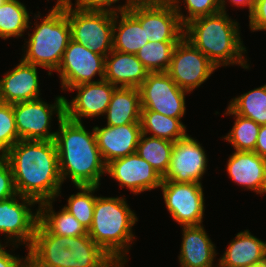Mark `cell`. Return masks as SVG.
<instances>
[{
	"label": "cell",
	"mask_w": 266,
	"mask_h": 267,
	"mask_svg": "<svg viewBox=\"0 0 266 267\" xmlns=\"http://www.w3.org/2000/svg\"><path fill=\"white\" fill-rule=\"evenodd\" d=\"M4 156L19 195L35 200L38 205L61 196L63 182L54 140H19Z\"/></svg>",
	"instance_id": "cell-1"
},
{
	"label": "cell",
	"mask_w": 266,
	"mask_h": 267,
	"mask_svg": "<svg viewBox=\"0 0 266 267\" xmlns=\"http://www.w3.org/2000/svg\"><path fill=\"white\" fill-rule=\"evenodd\" d=\"M137 221L138 217L127 204L125 196H97L88 235L114 261L128 262L127 255L136 239L132 228Z\"/></svg>",
	"instance_id": "cell-5"
},
{
	"label": "cell",
	"mask_w": 266,
	"mask_h": 267,
	"mask_svg": "<svg viewBox=\"0 0 266 267\" xmlns=\"http://www.w3.org/2000/svg\"><path fill=\"white\" fill-rule=\"evenodd\" d=\"M201 145L197 139L188 134L174 142L170 165L163 181L202 184L208 158Z\"/></svg>",
	"instance_id": "cell-15"
},
{
	"label": "cell",
	"mask_w": 266,
	"mask_h": 267,
	"mask_svg": "<svg viewBox=\"0 0 266 267\" xmlns=\"http://www.w3.org/2000/svg\"><path fill=\"white\" fill-rule=\"evenodd\" d=\"M53 202L45 201L38 205L39 221L52 233L59 236L78 237L88 234L84 226L63 207L55 212Z\"/></svg>",
	"instance_id": "cell-26"
},
{
	"label": "cell",
	"mask_w": 266,
	"mask_h": 267,
	"mask_svg": "<svg viewBox=\"0 0 266 267\" xmlns=\"http://www.w3.org/2000/svg\"><path fill=\"white\" fill-rule=\"evenodd\" d=\"M182 241L178 261L180 267H218L216 246L203 225L182 226Z\"/></svg>",
	"instance_id": "cell-20"
},
{
	"label": "cell",
	"mask_w": 266,
	"mask_h": 267,
	"mask_svg": "<svg viewBox=\"0 0 266 267\" xmlns=\"http://www.w3.org/2000/svg\"><path fill=\"white\" fill-rule=\"evenodd\" d=\"M174 142L141 134L136 153L163 178L168 171Z\"/></svg>",
	"instance_id": "cell-29"
},
{
	"label": "cell",
	"mask_w": 266,
	"mask_h": 267,
	"mask_svg": "<svg viewBox=\"0 0 266 267\" xmlns=\"http://www.w3.org/2000/svg\"><path fill=\"white\" fill-rule=\"evenodd\" d=\"M65 12L73 41L105 57L113 50L114 13L83 11L75 7Z\"/></svg>",
	"instance_id": "cell-8"
},
{
	"label": "cell",
	"mask_w": 266,
	"mask_h": 267,
	"mask_svg": "<svg viewBox=\"0 0 266 267\" xmlns=\"http://www.w3.org/2000/svg\"><path fill=\"white\" fill-rule=\"evenodd\" d=\"M259 194L262 196L263 194H266V167L264 170V175H263V181L260 187V192Z\"/></svg>",
	"instance_id": "cell-43"
},
{
	"label": "cell",
	"mask_w": 266,
	"mask_h": 267,
	"mask_svg": "<svg viewBox=\"0 0 266 267\" xmlns=\"http://www.w3.org/2000/svg\"><path fill=\"white\" fill-rule=\"evenodd\" d=\"M148 42L145 29L128 11L114 14L113 50L136 55Z\"/></svg>",
	"instance_id": "cell-25"
},
{
	"label": "cell",
	"mask_w": 266,
	"mask_h": 267,
	"mask_svg": "<svg viewBox=\"0 0 266 267\" xmlns=\"http://www.w3.org/2000/svg\"><path fill=\"white\" fill-rule=\"evenodd\" d=\"M221 1L222 0H173L171 3L176 10L181 23L183 25L187 24L191 20L212 15L221 11ZM183 3L188 14H183L180 4ZM181 7V8H180Z\"/></svg>",
	"instance_id": "cell-34"
},
{
	"label": "cell",
	"mask_w": 266,
	"mask_h": 267,
	"mask_svg": "<svg viewBox=\"0 0 266 267\" xmlns=\"http://www.w3.org/2000/svg\"><path fill=\"white\" fill-rule=\"evenodd\" d=\"M141 100L138 88L117 87L108 105L106 125L140 124Z\"/></svg>",
	"instance_id": "cell-24"
},
{
	"label": "cell",
	"mask_w": 266,
	"mask_h": 267,
	"mask_svg": "<svg viewBox=\"0 0 266 267\" xmlns=\"http://www.w3.org/2000/svg\"><path fill=\"white\" fill-rule=\"evenodd\" d=\"M79 190L67 199V204L63 206L72 214L88 231L92 224L93 212L96 201L95 191L99 186H75Z\"/></svg>",
	"instance_id": "cell-33"
},
{
	"label": "cell",
	"mask_w": 266,
	"mask_h": 267,
	"mask_svg": "<svg viewBox=\"0 0 266 267\" xmlns=\"http://www.w3.org/2000/svg\"><path fill=\"white\" fill-rule=\"evenodd\" d=\"M21 201V202H20ZM35 200L23 197L18 193L0 200V233L6 236L12 247L22 244L28 250L32 245L35 230L39 222V209L32 211ZM34 212V213H33ZM0 243H2L0 241Z\"/></svg>",
	"instance_id": "cell-9"
},
{
	"label": "cell",
	"mask_w": 266,
	"mask_h": 267,
	"mask_svg": "<svg viewBox=\"0 0 266 267\" xmlns=\"http://www.w3.org/2000/svg\"><path fill=\"white\" fill-rule=\"evenodd\" d=\"M55 143L59 172L64 183L67 178L74 186H100L106 174V163L97 146L94 130L65 116L57 122Z\"/></svg>",
	"instance_id": "cell-2"
},
{
	"label": "cell",
	"mask_w": 266,
	"mask_h": 267,
	"mask_svg": "<svg viewBox=\"0 0 266 267\" xmlns=\"http://www.w3.org/2000/svg\"><path fill=\"white\" fill-rule=\"evenodd\" d=\"M253 152L266 159V125H261L259 128L256 147Z\"/></svg>",
	"instance_id": "cell-40"
},
{
	"label": "cell",
	"mask_w": 266,
	"mask_h": 267,
	"mask_svg": "<svg viewBox=\"0 0 266 267\" xmlns=\"http://www.w3.org/2000/svg\"><path fill=\"white\" fill-rule=\"evenodd\" d=\"M228 107L236 114L266 125V84L230 100Z\"/></svg>",
	"instance_id": "cell-30"
},
{
	"label": "cell",
	"mask_w": 266,
	"mask_h": 267,
	"mask_svg": "<svg viewBox=\"0 0 266 267\" xmlns=\"http://www.w3.org/2000/svg\"><path fill=\"white\" fill-rule=\"evenodd\" d=\"M243 267H266V261L263 263H256V264L246 265Z\"/></svg>",
	"instance_id": "cell-46"
},
{
	"label": "cell",
	"mask_w": 266,
	"mask_h": 267,
	"mask_svg": "<svg viewBox=\"0 0 266 267\" xmlns=\"http://www.w3.org/2000/svg\"><path fill=\"white\" fill-rule=\"evenodd\" d=\"M119 1L120 0H77L74 7L83 11L108 12L115 14L128 11L136 3L135 0H126L124 5H116Z\"/></svg>",
	"instance_id": "cell-36"
},
{
	"label": "cell",
	"mask_w": 266,
	"mask_h": 267,
	"mask_svg": "<svg viewBox=\"0 0 266 267\" xmlns=\"http://www.w3.org/2000/svg\"><path fill=\"white\" fill-rule=\"evenodd\" d=\"M4 245L0 243V267H26L28 265V253L24 256L25 258H21L19 255L15 256L6 250L9 244Z\"/></svg>",
	"instance_id": "cell-39"
},
{
	"label": "cell",
	"mask_w": 266,
	"mask_h": 267,
	"mask_svg": "<svg viewBox=\"0 0 266 267\" xmlns=\"http://www.w3.org/2000/svg\"><path fill=\"white\" fill-rule=\"evenodd\" d=\"M136 2L171 3L173 0H135Z\"/></svg>",
	"instance_id": "cell-44"
},
{
	"label": "cell",
	"mask_w": 266,
	"mask_h": 267,
	"mask_svg": "<svg viewBox=\"0 0 266 267\" xmlns=\"http://www.w3.org/2000/svg\"><path fill=\"white\" fill-rule=\"evenodd\" d=\"M107 174L116 180L121 188L125 187L135 195L159 188L163 181L156 170L136 152L107 163Z\"/></svg>",
	"instance_id": "cell-16"
},
{
	"label": "cell",
	"mask_w": 266,
	"mask_h": 267,
	"mask_svg": "<svg viewBox=\"0 0 266 267\" xmlns=\"http://www.w3.org/2000/svg\"><path fill=\"white\" fill-rule=\"evenodd\" d=\"M76 3H77V0H75V5ZM72 8H73V3L71 0H57L52 10H67V9H72Z\"/></svg>",
	"instance_id": "cell-42"
},
{
	"label": "cell",
	"mask_w": 266,
	"mask_h": 267,
	"mask_svg": "<svg viewBox=\"0 0 266 267\" xmlns=\"http://www.w3.org/2000/svg\"><path fill=\"white\" fill-rule=\"evenodd\" d=\"M227 161L226 171L229 178L243 189L259 194L266 159L255 152L234 151Z\"/></svg>",
	"instance_id": "cell-23"
},
{
	"label": "cell",
	"mask_w": 266,
	"mask_h": 267,
	"mask_svg": "<svg viewBox=\"0 0 266 267\" xmlns=\"http://www.w3.org/2000/svg\"><path fill=\"white\" fill-rule=\"evenodd\" d=\"M19 140L13 104L0 102V156H4Z\"/></svg>",
	"instance_id": "cell-35"
},
{
	"label": "cell",
	"mask_w": 266,
	"mask_h": 267,
	"mask_svg": "<svg viewBox=\"0 0 266 267\" xmlns=\"http://www.w3.org/2000/svg\"><path fill=\"white\" fill-rule=\"evenodd\" d=\"M127 261H115L109 267H124Z\"/></svg>",
	"instance_id": "cell-45"
},
{
	"label": "cell",
	"mask_w": 266,
	"mask_h": 267,
	"mask_svg": "<svg viewBox=\"0 0 266 267\" xmlns=\"http://www.w3.org/2000/svg\"><path fill=\"white\" fill-rule=\"evenodd\" d=\"M140 125L143 134L176 142L187 135L181 119L165 116L151 110H141Z\"/></svg>",
	"instance_id": "cell-27"
},
{
	"label": "cell",
	"mask_w": 266,
	"mask_h": 267,
	"mask_svg": "<svg viewBox=\"0 0 266 267\" xmlns=\"http://www.w3.org/2000/svg\"><path fill=\"white\" fill-rule=\"evenodd\" d=\"M56 72L61 80L62 91H68L74 86L98 82L105 76V56L96 54L87 46L71 39ZM96 75L100 79L94 80Z\"/></svg>",
	"instance_id": "cell-11"
},
{
	"label": "cell",
	"mask_w": 266,
	"mask_h": 267,
	"mask_svg": "<svg viewBox=\"0 0 266 267\" xmlns=\"http://www.w3.org/2000/svg\"><path fill=\"white\" fill-rule=\"evenodd\" d=\"M218 69L200 50L184 37L176 44L168 75L181 89L191 93Z\"/></svg>",
	"instance_id": "cell-12"
},
{
	"label": "cell",
	"mask_w": 266,
	"mask_h": 267,
	"mask_svg": "<svg viewBox=\"0 0 266 267\" xmlns=\"http://www.w3.org/2000/svg\"><path fill=\"white\" fill-rule=\"evenodd\" d=\"M37 66L20 63L0 79V102L15 104L41 98Z\"/></svg>",
	"instance_id": "cell-18"
},
{
	"label": "cell",
	"mask_w": 266,
	"mask_h": 267,
	"mask_svg": "<svg viewBox=\"0 0 266 267\" xmlns=\"http://www.w3.org/2000/svg\"><path fill=\"white\" fill-rule=\"evenodd\" d=\"M184 38L200 50L217 68L239 65L249 69L246 46L239 23L227 12L195 18L184 25Z\"/></svg>",
	"instance_id": "cell-4"
},
{
	"label": "cell",
	"mask_w": 266,
	"mask_h": 267,
	"mask_svg": "<svg viewBox=\"0 0 266 267\" xmlns=\"http://www.w3.org/2000/svg\"><path fill=\"white\" fill-rule=\"evenodd\" d=\"M128 12L145 29L149 41L179 42L184 25L172 3L136 2Z\"/></svg>",
	"instance_id": "cell-14"
},
{
	"label": "cell",
	"mask_w": 266,
	"mask_h": 267,
	"mask_svg": "<svg viewBox=\"0 0 266 267\" xmlns=\"http://www.w3.org/2000/svg\"><path fill=\"white\" fill-rule=\"evenodd\" d=\"M16 194L11 166L5 156H0V200Z\"/></svg>",
	"instance_id": "cell-37"
},
{
	"label": "cell",
	"mask_w": 266,
	"mask_h": 267,
	"mask_svg": "<svg viewBox=\"0 0 266 267\" xmlns=\"http://www.w3.org/2000/svg\"><path fill=\"white\" fill-rule=\"evenodd\" d=\"M148 73L135 54L112 50L105 57L104 80L116 87L139 88Z\"/></svg>",
	"instance_id": "cell-21"
},
{
	"label": "cell",
	"mask_w": 266,
	"mask_h": 267,
	"mask_svg": "<svg viewBox=\"0 0 266 267\" xmlns=\"http://www.w3.org/2000/svg\"><path fill=\"white\" fill-rule=\"evenodd\" d=\"M97 146L104 162L126 157L135 153L142 134L140 124H125L121 126L93 127Z\"/></svg>",
	"instance_id": "cell-19"
},
{
	"label": "cell",
	"mask_w": 266,
	"mask_h": 267,
	"mask_svg": "<svg viewBox=\"0 0 266 267\" xmlns=\"http://www.w3.org/2000/svg\"><path fill=\"white\" fill-rule=\"evenodd\" d=\"M249 28L252 32L266 31V0H256L249 15Z\"/></svg>",
	"instance_id": "cell-38"
},
{
	"label": "cell",
	"mask_w": 266,
	"mask_h": 267,
	"mask_svg": "<svg viewBox=\"0 0 266 267\" xmlns=\"http://www.w3.org/2000/svg\"><path fill=\"white\" fill-rule=\"evenodd\" d=\"M141 110L159 112L165 116L182 119L186 112V94L167 72H149L138 88Z\"/></svg>",
	"instance_id": "cell-10"
},
{
	"label": "cell",
	"mask_w": 266,
	"mask_h": 267,
	"mask_svg": "<svg viewBox=\"0 0 266 267\" xmlns=\"http://www.w3.org/2000/svg\"><path fill=\"white\" fill-rule=\"evenodd\" d=\"M114 262L88 234L55 235L40 221L28 249V263L32 267H109Z\"/></svg>",
	"instance_id": "cell-3"
},
{
	"label": "cell",
	"mask_w": 266,
	"mask_h": 267,
	"mask_svg": "<svg viewBox=\"0 0 266 267\" xmlns=\"http://www.w3.org/2000/svg\"><path fill=\"white\" fill-rule=\"evenodd\" d=\"M159 188L168 212L181 227L203 225L206 207L202 184L162 181Z\"/></svg>",
	"instance_id": "cell-13"
},
{
	"label": "cell",
	"mask_w": 266,
	"mask_h": 267,
	"mask_svg": "<svg viewBox=\"0 0 266 267\" xmlns=\"http://www.w3.org/2000/svg\"><path fill=\"white\" fill-rule=\"evenodd\" d=\"M249 231L246 229L236 234L218 259V267H243L266 261V241Z\"/></svg>",
	"instance_id": "cell-22"
},
{
	"label": "cell",
	"mask_w": 266,
	"mask_h": 267,
	"mask_svg": "<svg viewBox=\"0 0 266 267\" xmlns=\"http://www.w3.org/2000/svg\"><path fill=\"white\" fill-rule=\"evenodd\" d=\"M117 87L109 81L101 80L71 87L68 91H77L72 100L64 98L65 117L83 123V118L104 116L111 96Z\"/></svg>",
	"instance_id": "cell-17"
},
{
	"label": "cell",
	"mask_w": 266,
	"mask_h": 267,
	"mask_svg": "<svg viewBox=\"0 0 266 267\" xmlns=\"http://www.w3.org/2000/svg\"><path fill=\"white\" fill-rule=\"evenodd\" d=\"M224 115H231L235 119L232 129L222 137L229 142L234 151L253 152L259 134L260 125L251 119L234 113L228 106Z\"/></svg>",
	"instance_id": "cell-31"
},
{
	"label": "cell",
	"mask_w": 266,
	"mask_h": 267,
	"mask_svg": "<svg viewBox=\"0 0 266 267\" xmlns=\"http://www.w3.org/2000/svg\"><path fill=\"white\" fill-rule=\"evenodd\" d=\"M177 43L149 41L136 55L148 72H167Z\"/></svg>",
	"instance_id": "cell-32"
},
{
	"label": "cell",
	"mask_w": 266,
	"mask_h": 267,
	"mask_svg": "<svg viewBox=\"0 0 266 267\" xmlns=\"http://www.w3.org/2000/svg\"><path fill=\"white\" fill-rule=\"evenodd\" d=\"M64 98L62 95H57L53 104H48L42 98L13 104L16 130L20 140H55L57 131L51 130V121L54 114L57 116V121L65 116Z\"/></svg>",
	"instance_id": "cell-7"
},
{
	"label": "cell",
	"mask_w": 266,
	"mask_h": 267,
	"mask_svg": "<svg viewBox=\"0 0 266 267\" xmlns=\"http://www.w3.org/2000/svg\"><path fill=\"white\" fill-rule=\"evenodd\" d=\"M29 11L19 0H5L0 5V38L24 37L27 29L33 28Z\"/></svg>",
	"instance_id": "cell-28"
},
{
	"label": "cell",
	"mask_w": 266,
	"mask_h": 267,
	"mask_svg": "<svg viewBox=\"0 0 266 267\" xmlns=\"http://www.w3.org/2000/svg\"><path fill=\"white\" fill-rule=\"evenodd\" d=\"M34 15V30L27 33L29 38L24 47L22 60L45 68L48 75L52 76L53 71L59 68L64 51L71 40V29L65 10H50L43 18L41 13ZM26 45V46H25ZM26 47V48H25Z\"/></svg>",
	"instance_id": "cell-6"
},
{
	"label": "cell",
	"mask_w": 266,
	"mask_h": 267,
	"mask_svg": "<svg viewBox=\"0 0 266 267\" xmlns=\"http://www.w3.org/2000/svg\"><path fill=\"white\" fill-rule=\"evenodd\" d=\"M232 5L235 7H248L249 15L252 13L254 5L256 0H228ZM227 0H222L221 1V11L227 12L226 11V4L228 2Z\"/></svg>",
	"instance_id": "cell-41"
}]
</instances>
